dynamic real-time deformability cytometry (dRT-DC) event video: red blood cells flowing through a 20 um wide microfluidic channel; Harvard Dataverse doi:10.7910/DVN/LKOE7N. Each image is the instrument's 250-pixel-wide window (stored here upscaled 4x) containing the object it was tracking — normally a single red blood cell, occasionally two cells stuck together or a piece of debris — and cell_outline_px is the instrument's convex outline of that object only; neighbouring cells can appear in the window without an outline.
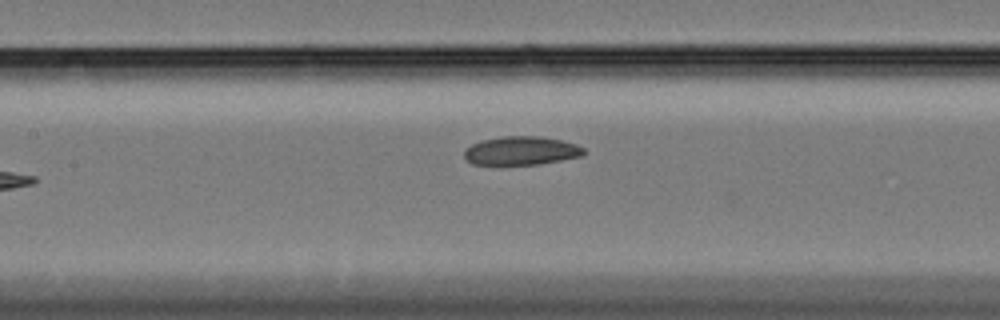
{"species": "Egyptian fruit bat (a non-hibernating species)", "species_latin": "Rousettus aegyptiacus", "temperature_condition": "cold", "stored_images_in_passage": 51, "camera_frame_rate_fps": 3000, "um_per_image_px": 0.085, "animal": {"sex": "female"}, "frame": {"image": 1, "passage_image": 22, "time_ms": 7.0, "image_size_px": [1000, 320], "cell_outline_px": [[588, 152], [584, 156], [540, 164], [472, 164], [464, 160], [464, 148], [472, 144], [484, 140], [504, 136], [536, 136], [560, 140], [576, 144], [584, 148]], "centroid_in_image_um": [44.32, 12.82], "position_along_channel_um": 163.1, "area_um2": 20.0}}
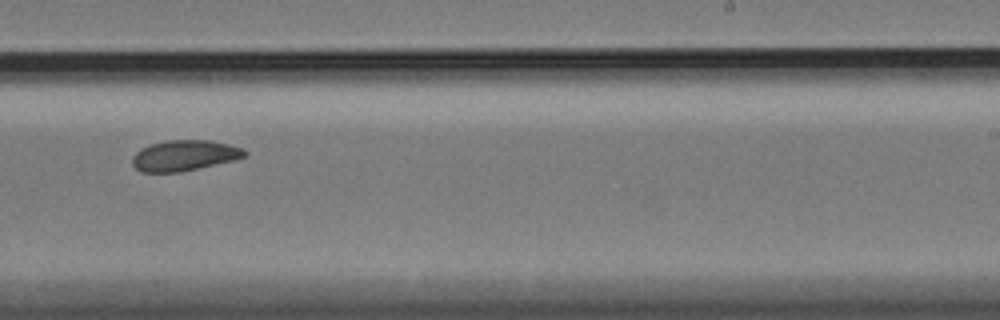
{"frame": {"image": 2, "passage_image": 32, "time_ms": 10.333, "image_size_px": [1000, 320], "cell_outline_px": [[248, 156], [236, 160], [180, 172], [140, 172], [132, 164], [132, 156], [140, 148], [148, 144], [164, 140], [208, 140], [228, 144], [240, 148], [248, 152]], "centroid_in_image_um": [15.65, 13.21], "position_along_channel_um": 273.3, "area_um2": 20.29}}
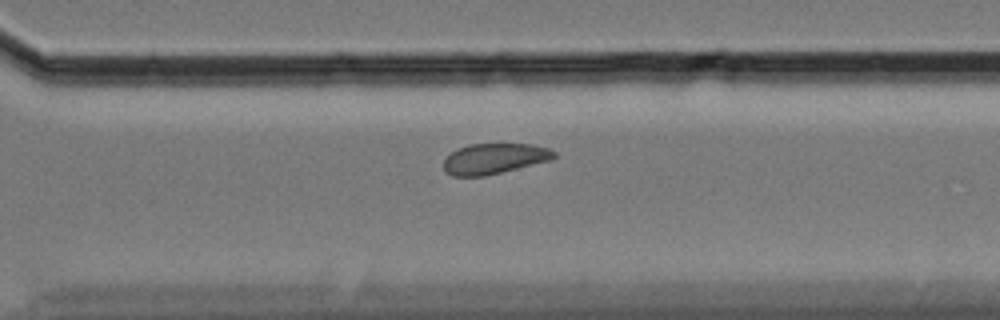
{"frame": {"image": 3, "passage_image": 37, "time_ms": 12.0, "image_size_px": [1000, 320], "cell_outline_px": [[556, 156], [552, 160], [484, 176], [452, 176], [444, 168], [444, 160], [456, 148], [468, 144], [532, 144], [548, 148], [556, 152]], "centroid_in_image_um": [42.03, 13.47], "position_along_channel_um": 328.6, "area_um2": 19.59}, "authors_computed_cell_mechanics": {"area_um2": 19.8832, "velocity_mm_per_s": 3.3233, "shape_relaxation_time_tau1_ms": null, "shape_relaxation_time_tau2_ms": 4.2681, "deformation_change_tau1": null, "deformation_change_tau2": 0.0835}}